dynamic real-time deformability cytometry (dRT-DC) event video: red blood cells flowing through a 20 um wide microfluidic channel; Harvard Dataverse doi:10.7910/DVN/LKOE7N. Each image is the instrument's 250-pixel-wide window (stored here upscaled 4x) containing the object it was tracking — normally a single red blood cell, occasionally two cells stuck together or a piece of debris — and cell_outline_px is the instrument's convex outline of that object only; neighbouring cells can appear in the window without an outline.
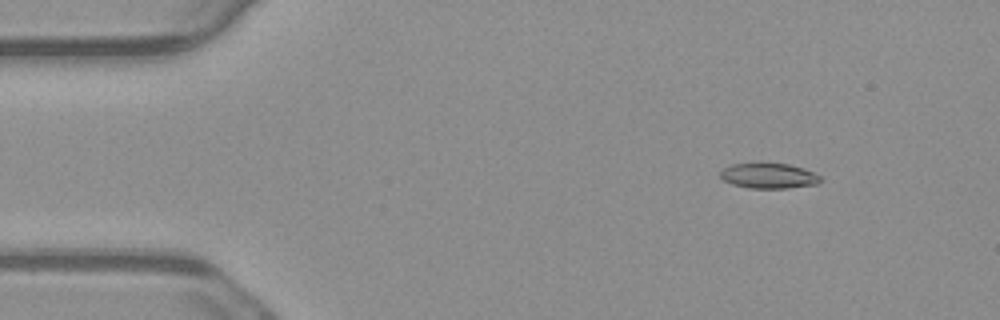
{"species": "common noctule bat (a hibernating species)", "species_latin": "Nyctalus noctula", "temperature_condition": "warm", "stored_images_in_passage": 50, "camera_frame_rate_fps": 3000, "um_per_image_px": 0.085, "animal": {"sex": "male", "body_mass_g": 23.1, "forearm_length_mm": 52.7}, "frame": {"image": 1, "passage_image": 2, "time_ms": 0.333, "image_size_px": [1000, 320], "cell_outline_px": [[820, 180], [816, 184], [788, 188], [748, 188], [732, 184], [724, 180], [720, 176], [720, 172], [724, 168], [732, 164], [788, 164], [804, 168], [820, 176]], "centroid_in_image_um": [65.33, 14.95], "position_along_channel_um": 19.7, "area_um2": 14.45}}
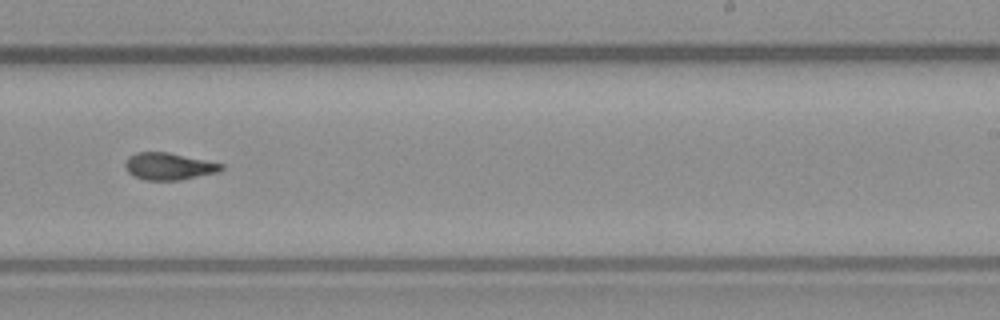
{"frame": {"image": 2, "passage_image": 29, "time_ms": 9.333, "image_size_px": [1000, 320], "cell_outline_px": [[224, 168], [220, 172], [180, 180], [144, 180], [128, 172], [124, 168], [124, 164], [128, 156], [136, 152], [168, 152], [224, 164]], "centroid_in_image_um": [14.35, 14.13], "position_along_channel_um": 274.6, "area_um2": 15.26}}
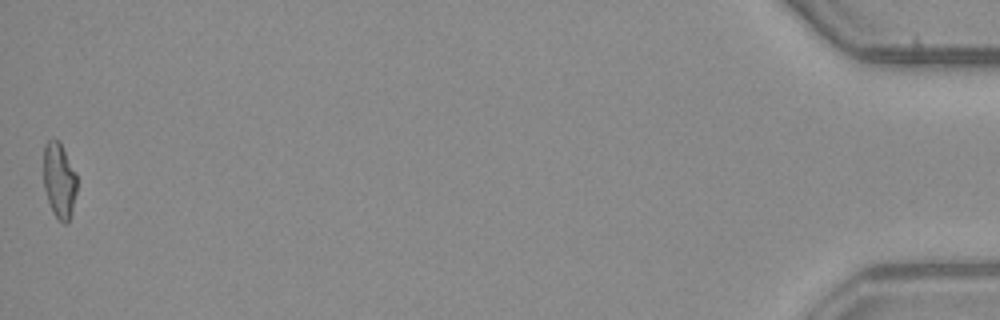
{"frame": {"image": 3, "passage_image": 50, "time_ms": 16.333, "image_size_px": [1000, 320], "cell_outline_px": [[76, 192], [72, 208], [68, 220], [64, 224], [52, 212], [44, 188], [44, 144], [52, 136], [60, 140], [76, 172]], "centroid_in_image_um": [5.02, 15.24], "position_along_channel_um": 430.2, "area_um2": 14.74}, "authors_computed_cell_mechanics": {"area_um2": 15.4037, "velocity_mm_per_s": 3.7573, "shape_relaxation_time_tau1_ms": null, "shape_relaxation_time_tau2_ms": 4.0201, "deformation_change_tau1": null, "deformation_change_tau2": 0.1224}}